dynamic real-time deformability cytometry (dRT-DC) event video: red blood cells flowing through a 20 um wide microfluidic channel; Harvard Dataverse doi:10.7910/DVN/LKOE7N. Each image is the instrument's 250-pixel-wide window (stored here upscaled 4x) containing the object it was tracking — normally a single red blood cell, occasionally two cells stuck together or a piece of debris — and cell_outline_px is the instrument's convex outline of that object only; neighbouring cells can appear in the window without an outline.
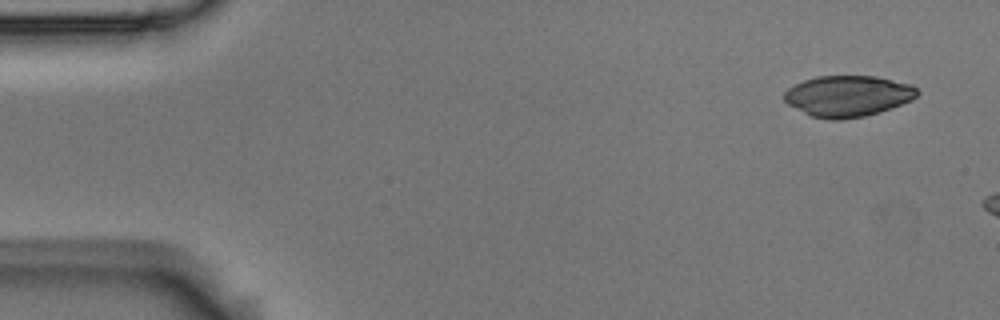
{"species": "Egyptian fruit bat (a non-hibernating species)", "species_latin": "Rousettus aegyptiacus", "temperature_condition": "room temperature", "stored_images_in_passage": 4, "camera_frame_rate_fps": 3000, "um_per_image_px": 0.085, "animal": {"sex": "male"}, "frame": {"image": 1, "passage_image": 1, "time_ms": 0.0, "image_size_px": [1000, 320], "cell_outline_px": [[920, 92], [912, 100], [892, 108], [880, 112], [864, 116], [840, 120], [828, 120], [812, 116], [788, 104], [784, 100], [784, 92], [788, 88], [804, 80], [816, 76], [876, 76], [912, 84]], "centroid_in_image_um": [72.09, 8.16], "position_along_channel_um": 12.9, "area_um2": 31.91}}